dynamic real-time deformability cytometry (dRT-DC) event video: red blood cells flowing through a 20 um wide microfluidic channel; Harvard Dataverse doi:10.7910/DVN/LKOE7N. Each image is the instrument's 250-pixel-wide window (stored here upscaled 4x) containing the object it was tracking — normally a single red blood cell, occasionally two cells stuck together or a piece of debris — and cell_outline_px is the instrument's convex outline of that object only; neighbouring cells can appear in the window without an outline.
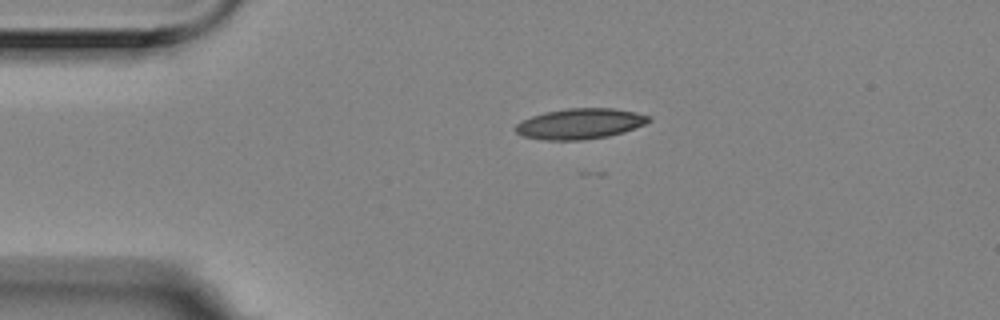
{"species": "Egyptian fruit bat (a non-hibernating species)", "species_latin": "Rousettus aegyptiacus", "temperature_condition": "room temperature", "stored_images_in_passage": 2, "camera_frame_rate_fps": 3000, "um_per_image_px": 0.085, "animal": {"sex": "female"}, "frame": {"image": 1, "passage_image": 1, "time_ms": 0.0, "image_size_px": [1000, 320], "cell_outline_px": [[652, 120], [644, 124], [608, 136], [580, 140], [544, 140], [524, 136], [516, 132], [516, 124], [532, 116], [544, 112], [568, 108], [612, 108], [636, 112], [652, 116]], "centroid_in_image_um": [49.31, 10.51], "position_along_channel_um": 35.7, "area_um2": 23.47}}